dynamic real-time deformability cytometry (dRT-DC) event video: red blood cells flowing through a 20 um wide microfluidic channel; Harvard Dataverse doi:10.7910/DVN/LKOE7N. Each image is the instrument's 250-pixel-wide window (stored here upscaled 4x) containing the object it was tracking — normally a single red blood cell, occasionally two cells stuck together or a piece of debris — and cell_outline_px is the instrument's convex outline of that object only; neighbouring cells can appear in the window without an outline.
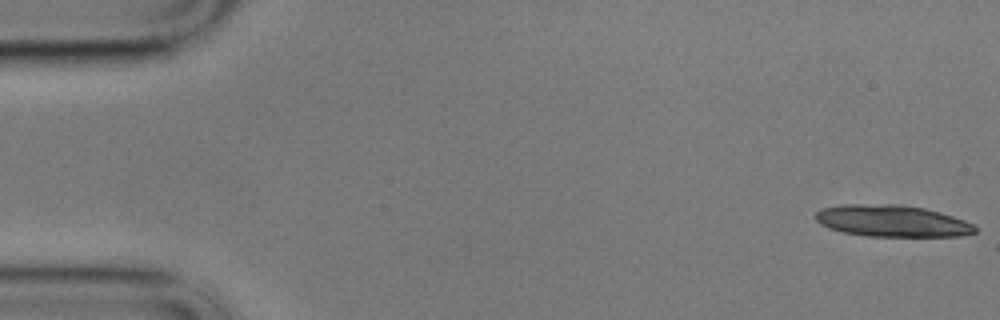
{"species": "common noctule bat (a hibernating species)", "species_latin": "Nyctalus noctula", "temperature_condition": "cold", "stored_images_in_passage": 58, "camera_frame_rate_fps": 3000, "um_per_image_px": 0.085, "animal": {"sex": "male", "body_mass_g": 17.9}, "frame": {"image": 1, "passage_image": 1, "time_ms": 0.0, "image_size_px": [1000, 320], "cell_outline_px": [[976, 232], [960, 236], [868, 236], [840, 232], [828, 228], [820, 224], [816, 220], [816, 212], [824, 208], [840, 204], [900, 204], [924, 208], [940, 212], [964, 220], [972, 224], [976, 228]], "centroid_in_image_um": [75.79, 18.78], "position_along_channel_um": 9.2, "area_um2": 29.48}}
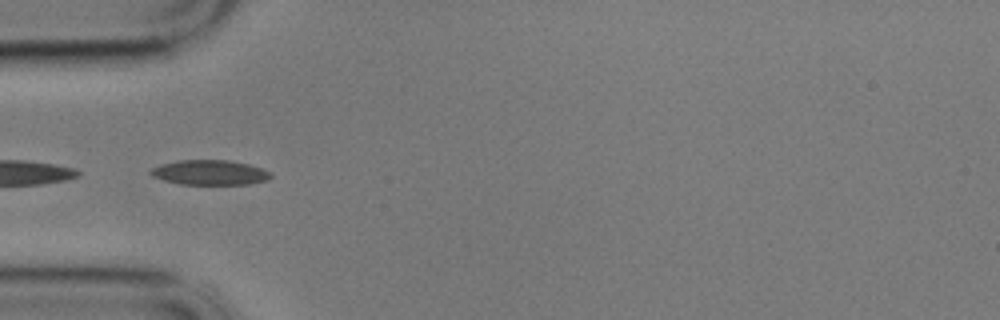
{"frame": {"image": 2, "passage_image": 18, "time_ms": 5.667, "image_size_px": [1000, 320], "cell_outline_px": [[272, 176], [268, 180], [248, 184], [180, 184], [164, 180], [152, 176], [148, 172], [152, 168], [160, 164], [180, 160], [228, 160], [248, 164], [272, 172]], "centroid_in_image_um": [17.83, 14.66], "position_along_channel_um": 67.2, "area_um2": 17.4}}
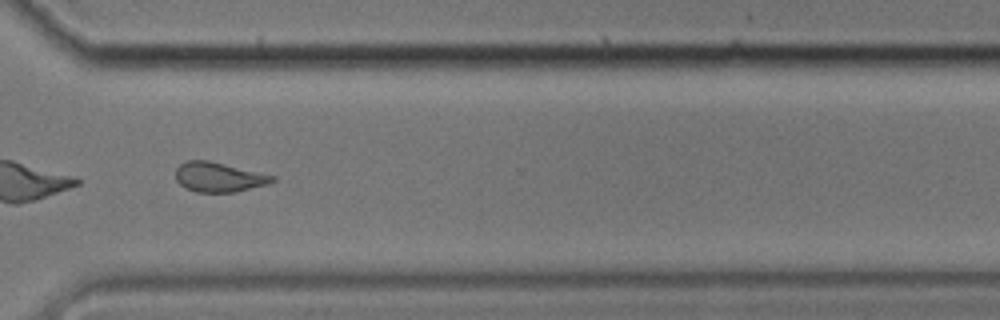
{"frame": {"image": 3, "passage_image": 43, "time_ms": 14.0, "image_size_px": [1000, 320], "cell_outline_px": [[276, 180], [268, 184], [236, 192], [196, 192], [184, 188], [176, 180], [176, 168], [180, 164], [188, 160], [208, 160], [276, 176]], "centroid_in_image_um": [18.59, 15.06], "position_along_channel_um": 352.0, "area_um2": 16.76}, "authors_computed_cell_mechanics": {"area_um2": 17.2244, "velocity_mm_per_s": 3.4168, "shape_relaxation_time_tau1_ms": null, "shape_relaxation_time_tau2_ms": 3.0463, "deformation_change_tau1": null, "deformation_change_tau2": 0.0958}}